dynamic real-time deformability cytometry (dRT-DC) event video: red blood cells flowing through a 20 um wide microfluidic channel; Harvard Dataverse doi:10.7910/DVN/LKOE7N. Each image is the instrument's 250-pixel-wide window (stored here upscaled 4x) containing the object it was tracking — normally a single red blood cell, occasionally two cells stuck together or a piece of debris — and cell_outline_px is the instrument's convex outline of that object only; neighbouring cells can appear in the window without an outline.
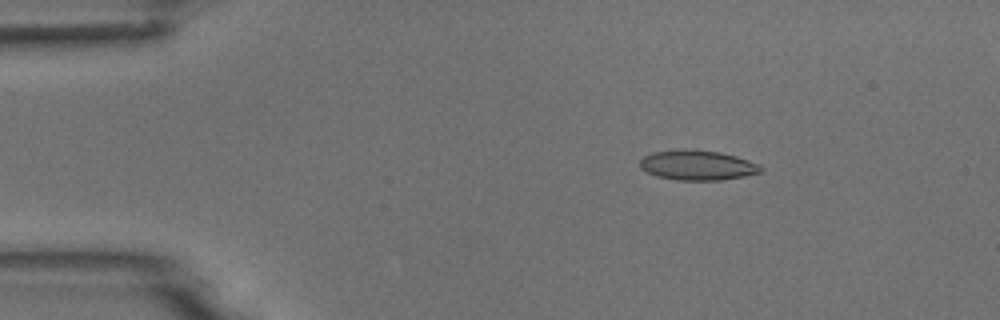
{"species": "common noctule bat (a hibernating species)", "species_latin": "Nyctalus noctula", "temperature_condition": "room temperature", "stored_images_in_passage": 5, "camera_frame_rate_fps": 3000, "um_per_image_px": 0.085, "animal": {"sex": "male", "body_mass_g": 18.8}, "frame": {"image": 1, "passage_image": 3, "time_ms": 0.667, "image_size_px": [1000, 320], "cell_outline_px": [[764, 168], [760, 172], [744, 176], [720, 180], [676, 180], [656, 176], [640, 168], [640, 160], [644, 156], [652, 152], [720, 152], [736, 156], [760, 164]], "centroid_in_image_um": [59.32, 14.09], "position_along_channel_um": 25.7, "area_um2": 20.23}}